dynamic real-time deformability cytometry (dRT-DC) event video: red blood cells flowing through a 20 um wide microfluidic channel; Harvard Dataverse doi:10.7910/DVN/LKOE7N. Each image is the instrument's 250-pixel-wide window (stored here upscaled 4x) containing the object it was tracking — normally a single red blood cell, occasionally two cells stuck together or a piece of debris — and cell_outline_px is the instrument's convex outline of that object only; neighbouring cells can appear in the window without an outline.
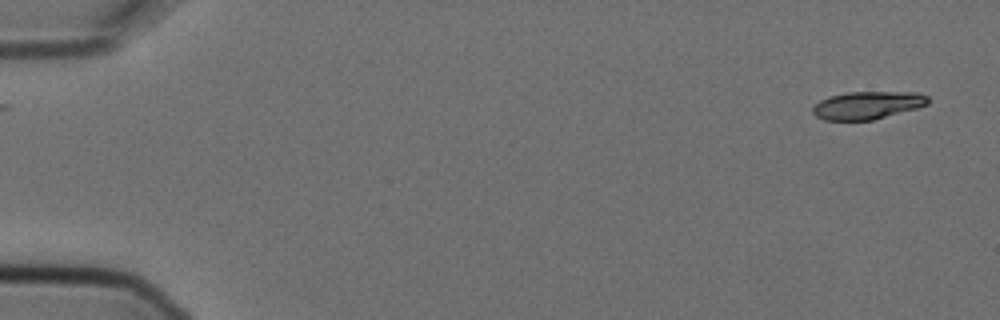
{"species": "Egyptian fruit bat (a non-hibernating species)", "species_latin": "Rousettus aegyptiacus", "temperature_condition": "cold", "stored_images_in_passage": 5, "camera_frame_rate_fps": 3000, "um_per_image_px": 0.085, "animal": {"sex": "female"}, "frame": {"image": 1, "passage_image": 1, "time_ms": 0.0, "image_size_px": [1000, 320], "cell_outline_px": [[928, 104], [916, 108], [872, 120], [824, 120], [816, 116], [812, 112], [812, 108], [820, 100], [828, 96], [848, 92], [916, 92], [928, 96]], "centroid_in_image_um": [73.71, 8.94], "position_along_channel_um": 11.3, "area_um2": 18.55}}
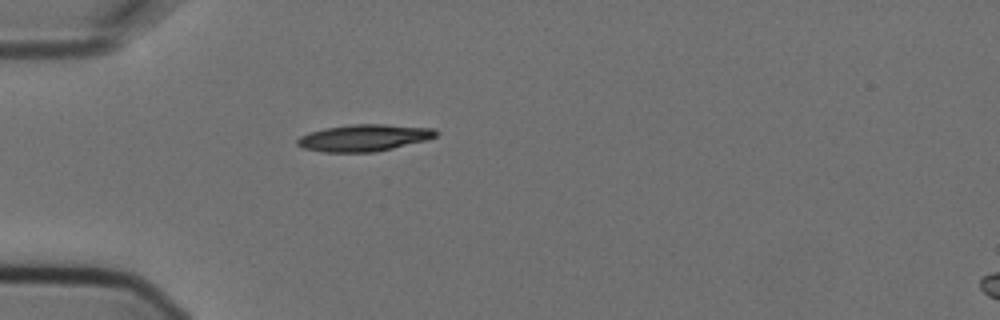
{"frame": {"image": 2, "passage_image": 5, "time_ms": 1.333, "image_size_px": [1000, 320], "cell_outline_px": [[440, 132], [436, 136], [428, 140], [376, 152], [324, 152], [304, 148], [296, 144], [296, 140], [300, 136], [308, 132], [324, 128], [352, 124], [384, 124], [432, 128]], "centroid_in_image_um": [30.95, 11.71], "position_along_channel_um": 54.1, "area_um2": 21.79}}